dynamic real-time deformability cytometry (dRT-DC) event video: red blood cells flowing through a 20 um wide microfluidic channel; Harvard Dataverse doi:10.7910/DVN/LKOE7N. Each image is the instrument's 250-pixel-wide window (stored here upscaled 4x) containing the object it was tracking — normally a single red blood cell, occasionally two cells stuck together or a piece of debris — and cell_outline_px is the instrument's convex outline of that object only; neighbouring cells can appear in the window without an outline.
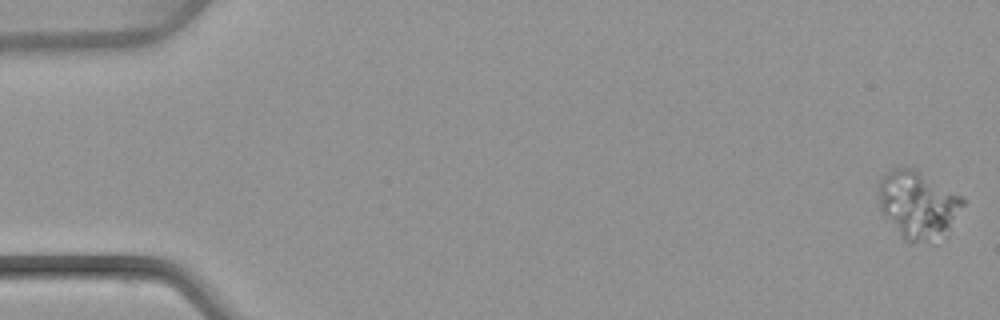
{"species": "common noctule bat (a hibernating species)", "species_latin": "Nyctalus noctula", "temperature_condition": "warm", "stored_images_in_passage": 51, "camera_frame_rate_fps": 3000, "um_per_image_px": 0.085, "animal": {"sex": "female", "body_mass_g": 22.7, "forearm_length_mm": 54.2}, "frame": {"image": 1, "passage_image": 1, "time_ms": 0.0, "image_size_px": [1000, 320], "cell_outline_px": [[964, 204], [940, 244], [908, 244], [900, 236], [880, 208], [876, 200], [876, 184], [880, 176], [884, 172], [892, 168], [912, 168], [920, 172], [964, 196]], "centroid_in_image_um": [77.99, 17.45], "position_along_channel_um": 7.0, "area_um2": 34.45}}
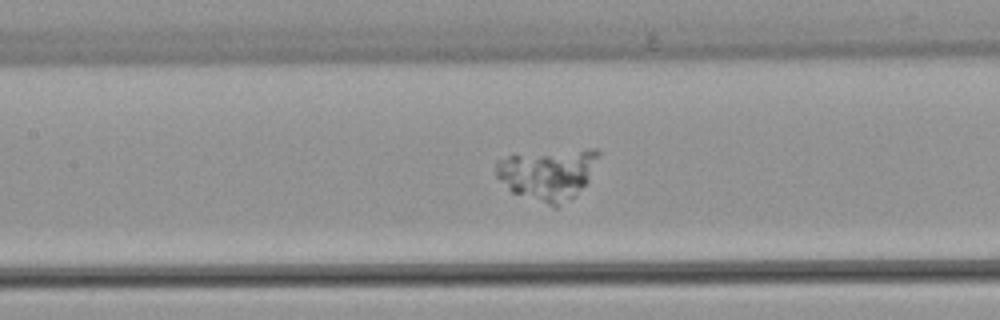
{"frame": {"image": 2, "passage_image": 24, "time_ms": 7.667, "image_size_px": [1000, 320], "cell_outline_px": [[600, 156], [588, 180], [572, 196], [556, 208], [512, 192], [496, 176], [496, 160], [508, 156], [592, 148], [596, 148], [600, 152]], "centroid_in_image_um": [46.56, 14.8], "position_along_channel_um": 160.8, "area_um2": 29.94}}
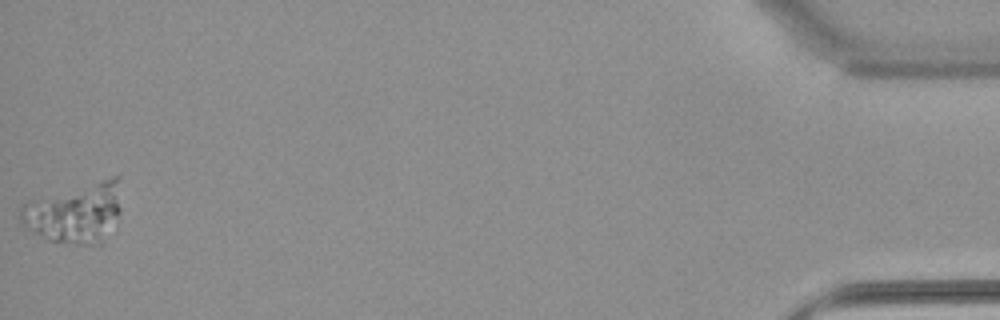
{"frame": {"image": 3, "passage_image": 51, "time_ms": 16.667, "image_size_px": [1000, 320], "cell_outline_px": [[120, 212], [104, 244], [100, 248], [48, 240], [24, 228], [20, 224], [20, 208], [28, 200], [112, 176], [120, 176]], "centroid_in_image_um": [6.41, 18.13], "position_along_channel_um": 428.8, "area_um2": 36.18}}